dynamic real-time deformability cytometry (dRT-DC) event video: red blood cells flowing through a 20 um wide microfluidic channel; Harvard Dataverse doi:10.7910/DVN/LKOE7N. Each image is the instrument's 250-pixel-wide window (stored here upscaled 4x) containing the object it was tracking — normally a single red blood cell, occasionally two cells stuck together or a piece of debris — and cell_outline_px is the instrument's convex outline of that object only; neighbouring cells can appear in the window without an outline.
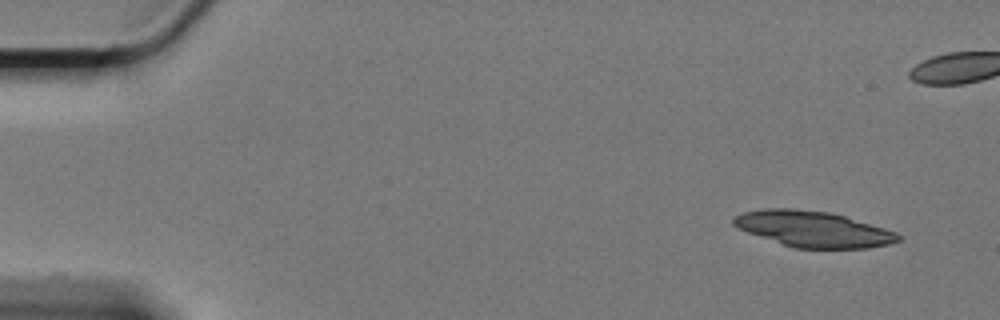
{"species": "Egyptian fruit bat (a non-hibernating species)", "species_latin": "Rousettus aegyptiacus", "temperature_condition": "cold", "stored_images_in_passage": 15, "camera_frame_rate_fps": 3000, "um_per_image_px": 0.085, "animal": {"sex": "female"}, "frame": {"image": 1, "passage_image": 1, "time_ms": 0.0, "image_size_px": [1000, 320], "cell_outline_px": [[900, 240], [888, 244], [868, 248], [796, 248], [748, 232], [732, 224], [732, 216], [744, 212], [764, 208], [792, 208], [832, 212], [884, 228], [896, 232], [900, 236]], "centroid_in_image_um": [69.11, 19.45], "position_along_channel_um": 15.9, "area_um2": 34.1}}